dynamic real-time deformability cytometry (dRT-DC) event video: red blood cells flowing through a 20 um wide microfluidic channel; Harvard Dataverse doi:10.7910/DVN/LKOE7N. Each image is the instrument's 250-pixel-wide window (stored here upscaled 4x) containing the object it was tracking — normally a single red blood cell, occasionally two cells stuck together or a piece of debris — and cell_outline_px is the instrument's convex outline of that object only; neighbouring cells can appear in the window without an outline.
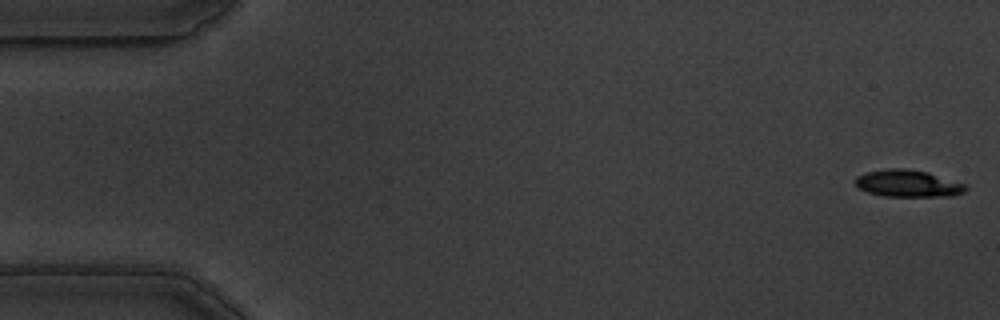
{"species": "common noctule bat (a hibernating species)", "species_latin": "Nyctalus noctula", "temperature_condition": "warm", "stored_images_in_passage": 57, "camera_frame_rate_fps": 3000, "um_per_image_px": 0.085, "animal": {"sex": "male", "body_mass_g": 19.5, "forearm_length_mm": 54.6}, "frame": {"image": 1, "passage_image": 1, "time_ms": 0.0, "image_size_px": [1000, 320], "cell_outline_px": [[968, 188], [964, 192], [952, 196], [884, 196], [868, 192], [856, 188], [856, 176], [868, 172], [888, 168], [908, 168], [928, 172], [968, 184]], "centroid_in_image_um": [77.21, 15.59], "position_along_channel_um": 7.8, "area_um2": 17.57}}
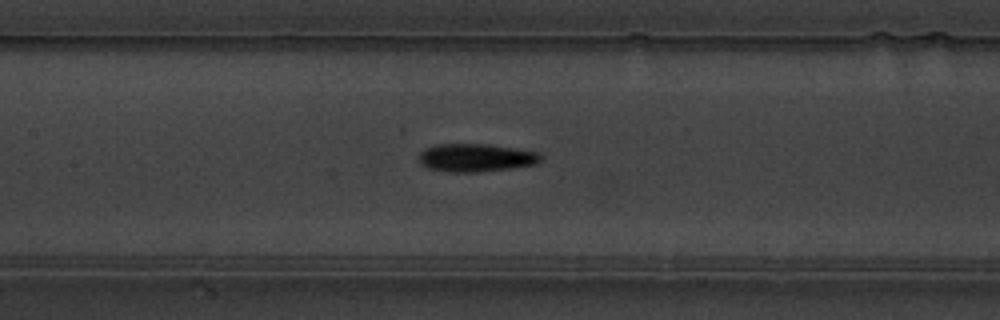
{"frame": {"image": 2, "passage_image": 26, "time_ms": 8.333, "image_size_px": [1000, 320], "cell_outline_px": [[540, 160], [536, 164], [512, 168], [476, 172], [448, 172], [428, 168], [420, 164], [416, 156], [424, 148], [436, 144], [488, 144], [540, 152]], "centroid_in_image_um": [40.39, 13.4], "position_along_channel_um": 167.0, "area_um2": 20.11}}
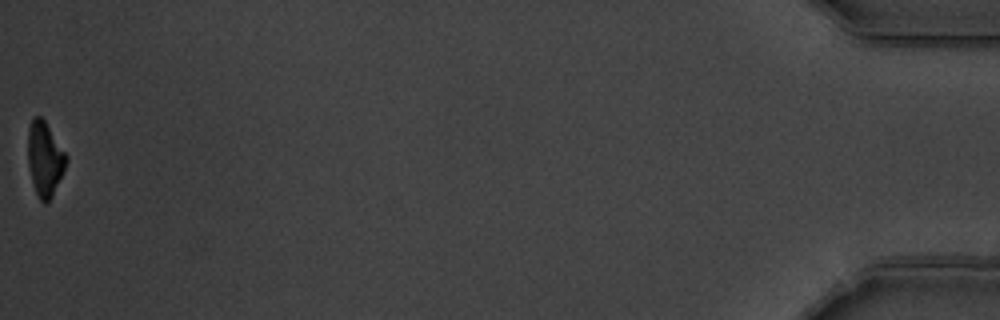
{"frame": {"image": 3, "passage_image": 57, "time_ms": 18.667, "image_size_px": [1000, 320], "cell_outline_px": [[68, 160], [52, 196], [44, 204], [40, 200], [36, 192], [32, 180], [28, 164], [28, 128], [32, 116], [40, 116], [44, 120], [68, 156]], "centroid_in_image_um": [3.8, 13.47], "position_along_channel_um": 431.4, "area_um2": 16.42}, "authors_computed_cell_mechanics": {"area_um2": 18.4382, "velocity_mm_per_s": 3.5309, "shape_relaxation_time_tau1_ms": 2.8113, "shape_relaxation_time_tau2_ms": 4.5248, "deformation_change_tau1": 0.1417, "deformation_change_tau2": 0.1239}}